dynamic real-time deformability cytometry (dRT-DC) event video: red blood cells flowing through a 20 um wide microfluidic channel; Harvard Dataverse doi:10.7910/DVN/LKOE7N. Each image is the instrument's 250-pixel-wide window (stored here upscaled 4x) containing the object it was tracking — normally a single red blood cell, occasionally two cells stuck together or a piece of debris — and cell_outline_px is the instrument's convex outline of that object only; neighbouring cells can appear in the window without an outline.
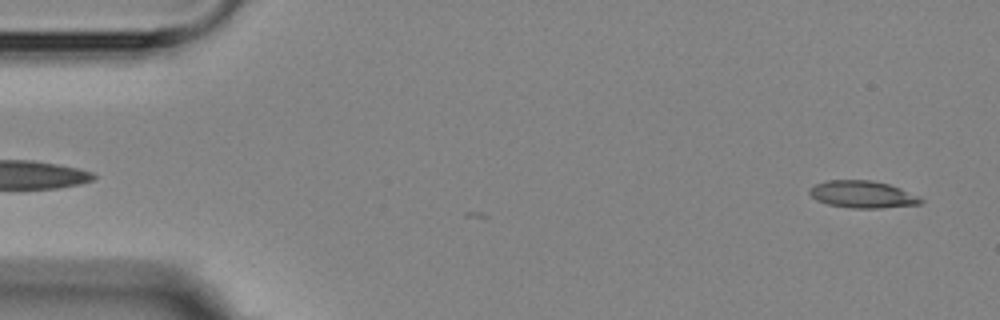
{"species": "Egyptian fruit bat (a non-hibernating species)", "species_latin": "Rousettus aegyptiacus", "temperature_condition": "room temperature", "stored_images_in_passage": 6, "camera_frame_rate_fps": 3000, "um_per_image_px": 0.085, "animal": {"sex": "female"}, "frame": {"image": 1, "passage_image": 6, "time_ms": 5.667, "image_size_px": [1000, 320], "cell_outline_px": [[924, 200], [920, 204], [880, 208], [852, 208], [828, 204], [816, 200], [808, 192], [808, 188], [816, 184], [828, 180], [872, 180], [888, 184], [900, 188], [920, 196]], "centroid_in_image_um": [73.32, 16.52], "position_along_channel_um": 11.7, "area_um2": 17.63}}